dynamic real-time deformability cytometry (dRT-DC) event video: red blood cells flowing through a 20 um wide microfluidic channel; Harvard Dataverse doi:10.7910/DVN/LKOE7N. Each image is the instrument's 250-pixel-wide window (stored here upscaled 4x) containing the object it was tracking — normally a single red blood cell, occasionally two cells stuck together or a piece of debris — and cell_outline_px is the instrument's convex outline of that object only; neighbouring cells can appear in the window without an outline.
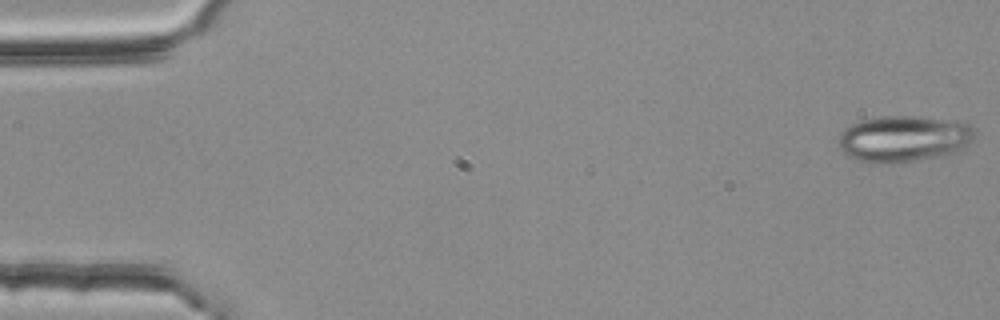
{"species": "common noctule bat (a hibernating species)", "species_latin": "Nyctalus noctula", "temperature_condition": "room temperature", "stored_images_in_passage": 54, "camera_frame_rate_fps": 3000, "um_per_image_px": 0.085, "animal": {"sex": "female", "body_mass_g": 25.1}, "frame": {"image": 1, "passage_image": 1, "time_ms": 0.0, "image_size_px": [1000, 320], "cell_outline_px": [[976, 132], [972, 140], [968, 144], [948, 156], [900, 164], [872, 164], [852, 160], [840, 148], [836, 140], [840, 132], [844, 128], [852, 124], [864, 120], [880, 116], [920, 116], [968, 124], [976, 128]], "centroid_in_image_um": [76.78, 11.84], "position_along_channel_um": 8.2, "area_um2": 37.69}}
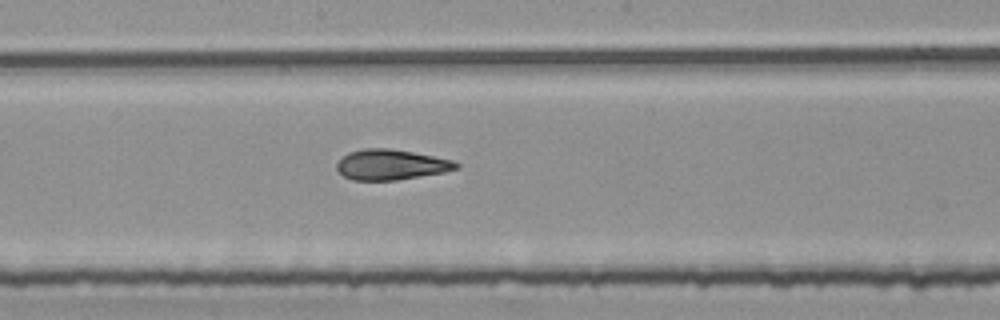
{"frame": {"image": 2, "passage_image": 29, "time_ms": 9.333, "image_size_px": [1000, 320], "cell_outline_px": [[460, 168], [444, 172], [396, 180], [352, 180], [344, 176], [336, 168], [336, 164], [348, 152], [364, 148], [388, 148], [412, 152], [452, 160], [460, 164]], "centroid_in_image_um": [33.23, 13.99], "position_along_channel_um": 215.0, "area_um2": 20.98}}
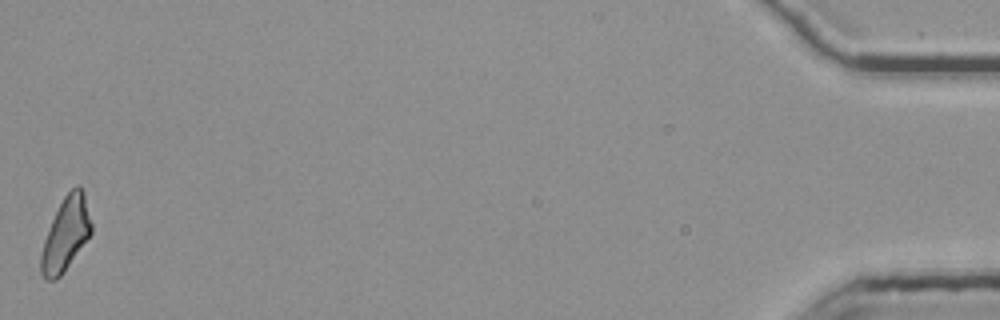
{"frame": {"image": 3, "passage_image": 54, "time_ms": 17.667, "image_size_px": [1000, 320], "cell_outline_px": [[92, 232], [64, 272], [56, 280], [44, 280], [40, 272], [40, 256], [44, 240], [52, 220], [64, 196], [76, 184], [84, 192], [92, 224]], "centroid_in_image_um": [5.58, 19.93], "position_along_channel_um": 429.6, "area_um2": 21.33}, "authors_computed_cell_mechanics": {"area_um2": 21.5883, "velocity_mm_per_s": 3.7838, "shape_relaxation_time_tau1_ms": 9.1528, "shape_relaxation_time_tau2_ms": 2.4092, "deformation_change_tau1": 0.2124, "deformation_change_tau2": 0.1088}}